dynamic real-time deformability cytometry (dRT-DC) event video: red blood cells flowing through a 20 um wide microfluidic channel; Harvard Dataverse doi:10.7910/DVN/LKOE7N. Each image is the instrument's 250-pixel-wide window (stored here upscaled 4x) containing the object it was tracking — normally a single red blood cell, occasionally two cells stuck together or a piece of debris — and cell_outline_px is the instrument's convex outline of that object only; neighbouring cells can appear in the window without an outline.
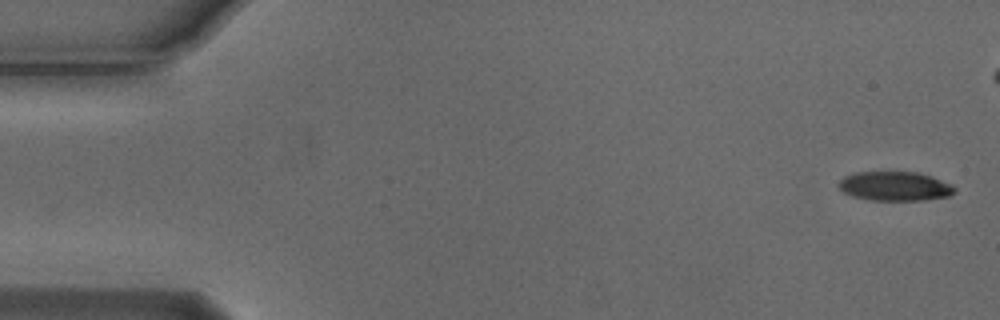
{"species": "Egyptian fruit bat (a non-hibernating species)", "species_latin": "Rousettus aegyptiacus", "temperature_condition": "cold", "stored_images_in_passage": 6, "camera_frame_rate_fps": 3000, "um_per_image_px": 0.085, "animal": {"sex": "male"}, "frame": {"image": 1, "passage_image": 1, "time_ms": 0.0, "image_size_px": [1000, 320], "cell_outline_px": [[956, 192], [948, 196], [924, 200], [872, 200], [852, 196], [844, 192], [836, 184], [844, 176], [856, 172], [916, 172], [952, 184], [956, 188]], "centroid_in_image_um": [76.05, 15.83], "position_along_channel_um": 9.0, "area_um2": 19.65}}
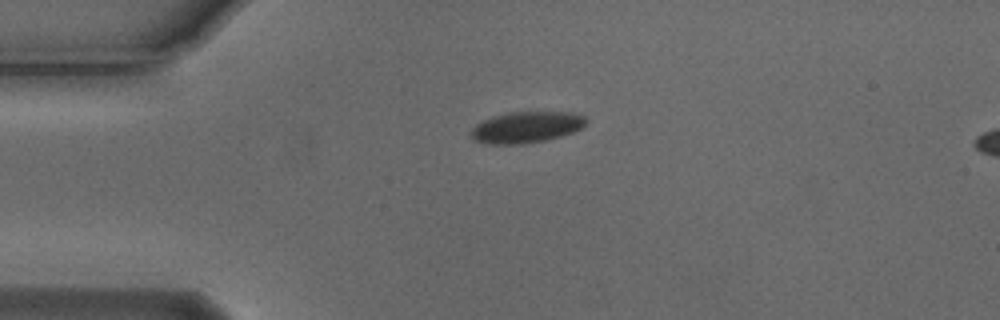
{"frame": {"image": 2, "passage_image": 6, "time_ms": 1.667, "image_size_px": [1000, 320], "cell_outline_px": [[588, 120], [580, 128], [572, 132], [560, 136], [544, 140], [524, 144], [488, 144], [472, 140], [468, 132], [476, 124], [492, 116], [512, 112], [572, 112], [584, 116]], "centroid_in_image_um": [44.68, 10.82], "position_along_channel_um": 40.3, "area_um2": 20.98}}